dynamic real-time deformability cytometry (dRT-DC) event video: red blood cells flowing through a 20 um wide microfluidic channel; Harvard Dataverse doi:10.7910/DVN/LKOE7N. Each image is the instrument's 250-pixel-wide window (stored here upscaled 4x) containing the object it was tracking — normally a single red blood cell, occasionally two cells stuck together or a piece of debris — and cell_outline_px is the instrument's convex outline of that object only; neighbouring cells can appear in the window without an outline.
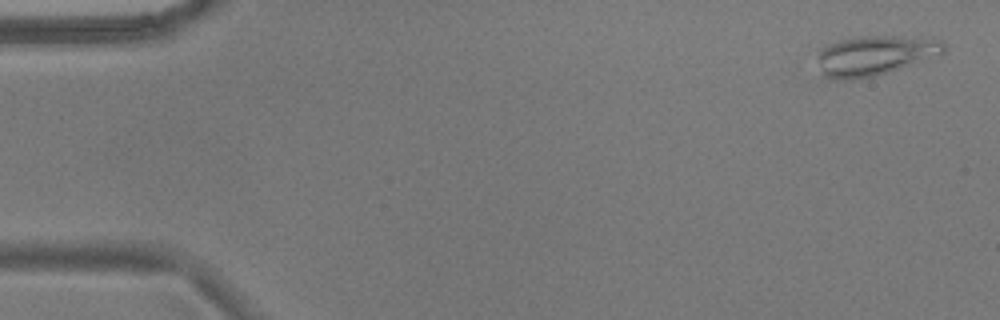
{"species": "common noctule bat (a hibernating species)", "species_latin": "Nyctalus noctula", "temperature_condition": "warm", "stored_images_in_passage": 54, "camera_frame_rate_fps": 3000, "um_per_image_px": 0.085, "animal": {"sex": "male", "body_mass_g": 17.9}, "frame": {"image": 1, "passage_image": 2, "time_ms": 0.333, "image_size_px": [1000, 320], "cell_outline_px": [[948, 48], [944, 52], [900, 68], [872, 76], [852, 80], [832, 80], [824, 76], [820, 60], [820, 52], [828, 44], [852, 36], [892, 36], [940, 40]], "centroid_in_image_um": [74.34, 4.71], "position_along_channel_um": 10.7, "area_um2": 28.55}}
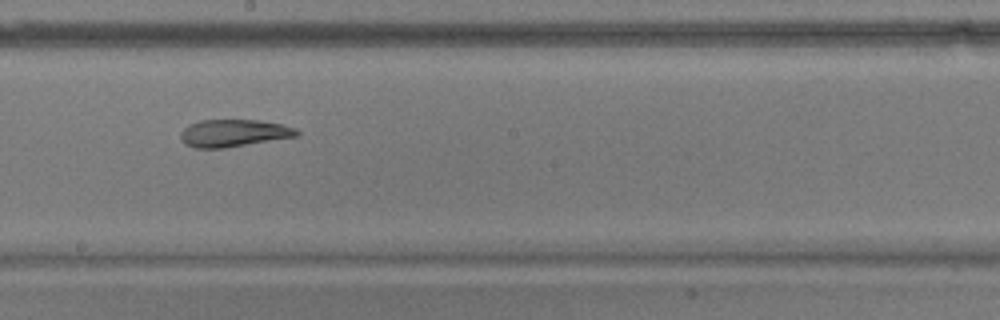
{"frame": {"image": 2, "passage_image": 30, "time_ms": 9.667, "image_size_px": [1000, 320], "cell_outline_px": [[300, 136], [224, 148], [192, 148], [184, 144], [180, 136], [180, 132], [188, 124], [200, 120], [260, 120], [280, 124], [296, 128], [300, 132]], "centroid_in_image_um": [19.85, 11.32], "position_along_channel_um": 228.3, "area_um2": 18.73}}
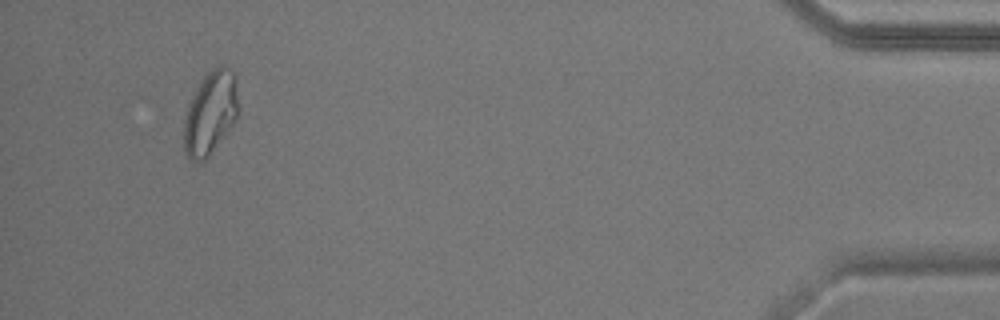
{"frame": {"image": 3, "passage_image": 51, "time_ms": 16.667, "image_size_px": [1000, 320], "cell_outline_px": [[240, 108], [236, 120], [208, 156], [200, 164], [196, 164], [188, 156], [184, 148], [184, 116], [188, 104], [196, 88], [204, 76], [216, 64], [224, 64], [236, 76]], "centroid_in_image_um": [17.91, 9.56], "position_along_channel_um": 417.3, "area_um2": 26.88}, "authors_computed_cell_mechanics": {"area_um2": 23.5246, "velocity_mm_per_s": 3.687, "shape_relaxation_time_tau1_ms": null, "shape_relaxation_time_tau2_ms": 4.0736, "deformation_change_tau1": null, "deformation_change_tau2": 0.0977}}